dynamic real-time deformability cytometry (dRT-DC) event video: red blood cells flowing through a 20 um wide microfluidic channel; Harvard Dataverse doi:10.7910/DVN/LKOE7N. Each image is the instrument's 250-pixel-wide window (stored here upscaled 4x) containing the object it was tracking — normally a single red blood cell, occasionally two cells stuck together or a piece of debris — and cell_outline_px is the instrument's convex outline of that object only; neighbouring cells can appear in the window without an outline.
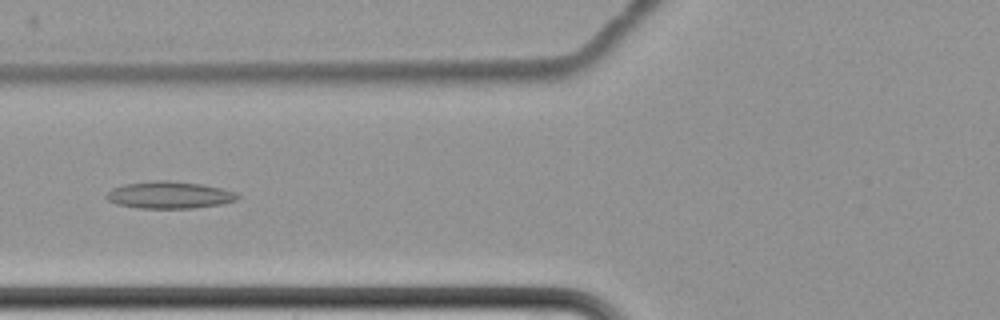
{"species": "common noctule bat (a hibernating species)", "species_latin": "Nyctalus noctula", "temperature_condition": "cold", "stored_images_in_passage": 9, "camera_frame_rate_fps": 3000, "um_per_image_px": 0.085, "animal": {"sex": "female", "body_mass_g": 22.7, "forearm_length_mm": 54.2}, "frame": {"image": 1, "passage_image": 8, "time_ms": 8.667, "image_size_px": [1000, 320], "cell_outline_px": [[240, 200], [220, 204], [192, 208], [136, 208], [116, 204], [108, 200], [104, 196], [112, 188], [124, 184], [152, 180], [172, 180], [200, 184], [220, 188], [236, 192], [240, 196]], "centroid_in_image_um": [14.39, 16.57], "position_along_channel_um": 111.4, "area_um2": 20.87}}
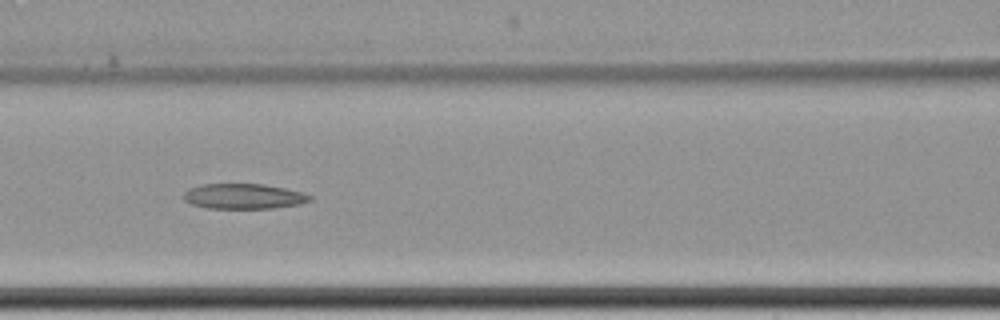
{"frame": {"image": 2, "passage_image": 9, "time_ms": 9.667, "image_size_px": [1000, 320], "cell_outline_px": [[312, 200], [300, 204], [272, 208], [208, 208], [192, 204], [184, 200], [184, 192], [188, 188], [200, 184], [264, 184], [284, 188], [300, 192], [312, 196]], "centroid_in_image_um": [20.69, 16.68], "position_along_channel_um": 145.9, "area_um2": 18.5}}